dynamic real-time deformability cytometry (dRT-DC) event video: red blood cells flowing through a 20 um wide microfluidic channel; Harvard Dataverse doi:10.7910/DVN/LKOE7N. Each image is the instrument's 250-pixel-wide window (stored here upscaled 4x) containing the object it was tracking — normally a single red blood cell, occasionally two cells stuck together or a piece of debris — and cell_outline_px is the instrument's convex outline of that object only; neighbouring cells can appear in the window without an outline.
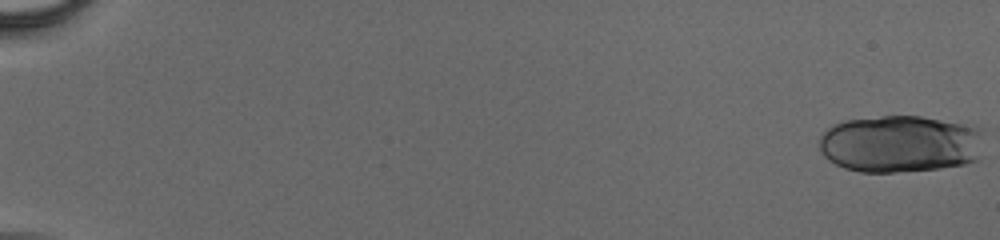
{"species": "human", "species_latin": "Homo sapiens", "temperature_condition": "cold", "stored_images_in_passage": 25, "camera_frame_rate_fps": 3000, "um_per_image_px": 0.085, "donor": {"sex": "male"}, "frame": {"image": 1, "passage_image": 1, "time_ms": 0.0, "image_size_px": [1000, 240], "cell_outline_px": [[984, 132], [980, 160], [964, 164], [940, 168], [896, 172], [860, 172], [844, 168], [828, 160], [824, 156], [820, 148], [820, 136], [832, 124], [844, 120], [880, 116], [920, 116], [976, 124]], "centroid_in_image_um": [76.59, 12.21], "position_along_channel_um": 8.4, "area_um2": 56.07}}
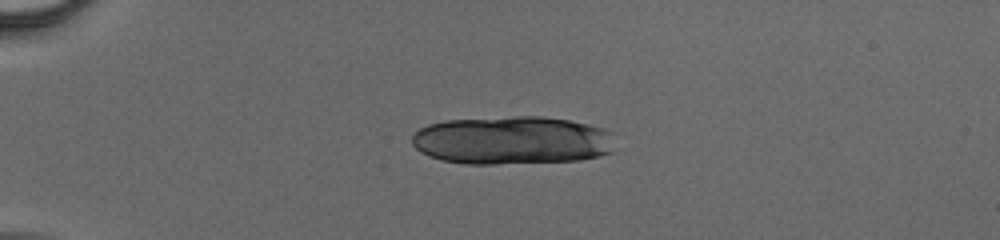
{"frame": {"image": 2, "passage_image": 16, "time_ms": 5.0, "image_size_px": [1000, 240], "cell_outline_px": [[612, 152], [600, 156], [580, 160], [496, 164], [468, 164], [440, 160], [428, 156], [420, 152], [412, 144], [412, 136], [420, 128], [428, 124], [444, 120], [516, 116], [544, 116], [568, 120], [588, 124], [604, 128], [612, 132]], "centroid_in_image_um": [43.51, 11.93], "position_along_channel_um": 41.5, "area_um2": 57.57}}